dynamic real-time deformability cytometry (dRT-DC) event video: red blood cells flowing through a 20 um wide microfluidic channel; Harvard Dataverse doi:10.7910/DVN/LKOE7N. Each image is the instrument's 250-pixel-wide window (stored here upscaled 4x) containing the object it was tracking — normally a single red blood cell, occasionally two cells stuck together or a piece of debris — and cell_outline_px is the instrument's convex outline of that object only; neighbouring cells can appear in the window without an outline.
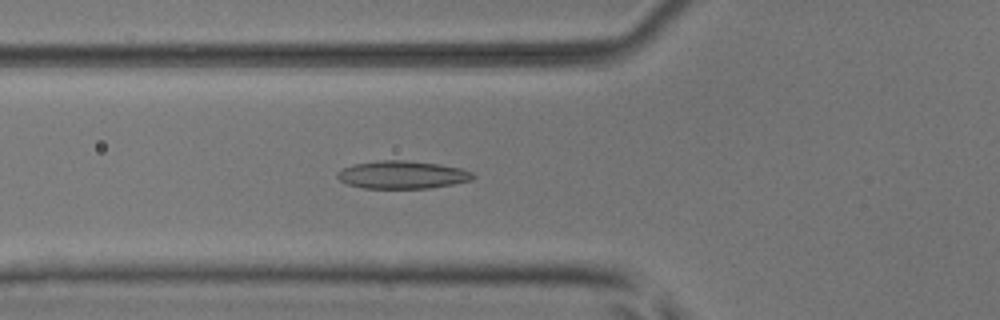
{"species": "common noctule bat (a hibernating species)", "species_latin": "Nyctalus noctula", "temperature_condition": "room temperature", "stored_images_in_passage": 47, "camera_frame_rate_fps": 3000, "um_per_image_px": 0.085, "animal": {"sex": "male", "body_mass_g": 17.9, "forearm_length_mm": 54.2}, "frame": {"image": 1, "passage_image": 15, "time_ms": 4.667, "image_size_px": [1000, 320], "cell_outline_px": [[476, 176], [472, 180], [452, 184], [428, 188], [364, 188], [348, 184], [340, 180], [336, 176], [336, 172], [352, 164], [380, 160], [404, 160], [440, 164], [460, 168], [472, 172]], "centroid_in_image_um": [34.19, 14.85], "position_along_channel_um": 91.6, "area_um2": 21.96}}
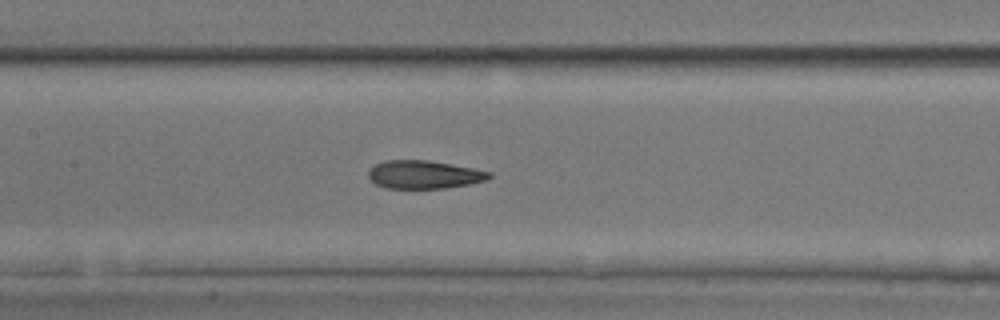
{"frame": {"image": 2, "passage_image": 21, "time_ms": 6.667, "image_size_px": [1000, 320], "cell_outline_px": [[492, 176], [488, 180], [468, 184], [444, 188], [384, 188], [376, 184], [368, 176], [368, 172], [376, 164], [384, 160], [428, 160], [472, 168], [492, 172]], "centroid_in_image_um": [36.05, 14.84], "position_along_channel_um": 171.3, "area_um2": 19.71}}
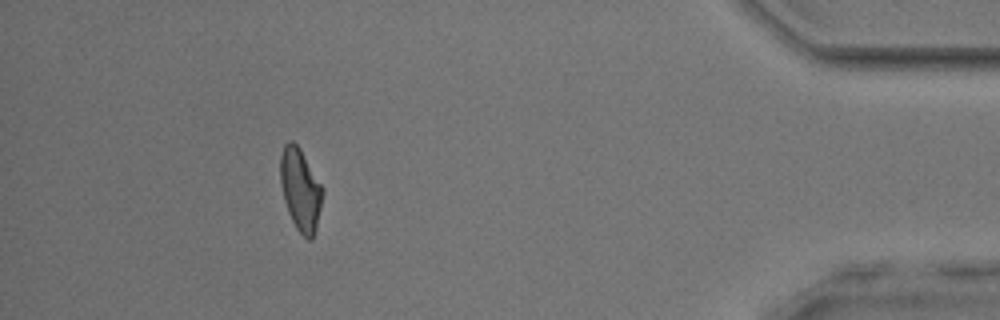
{"frame": {"image": 3, "passage_image": 43, "time_ms": 14.0, "image_size_px": [1000, 320], "cell_outline_px": [[324, 192], [316, 228], [312, 240], [308, 240], [296, 228], [288, 212], [284, 200], [280, 184], [280, 156], [284, 144], [288, 140], [292, 140], [300, 148], [324, 188]], "centroid_in_image_um": [25.54, 16.09], "position_along_channel_um": 409.7, "area_um2": 20.4}}